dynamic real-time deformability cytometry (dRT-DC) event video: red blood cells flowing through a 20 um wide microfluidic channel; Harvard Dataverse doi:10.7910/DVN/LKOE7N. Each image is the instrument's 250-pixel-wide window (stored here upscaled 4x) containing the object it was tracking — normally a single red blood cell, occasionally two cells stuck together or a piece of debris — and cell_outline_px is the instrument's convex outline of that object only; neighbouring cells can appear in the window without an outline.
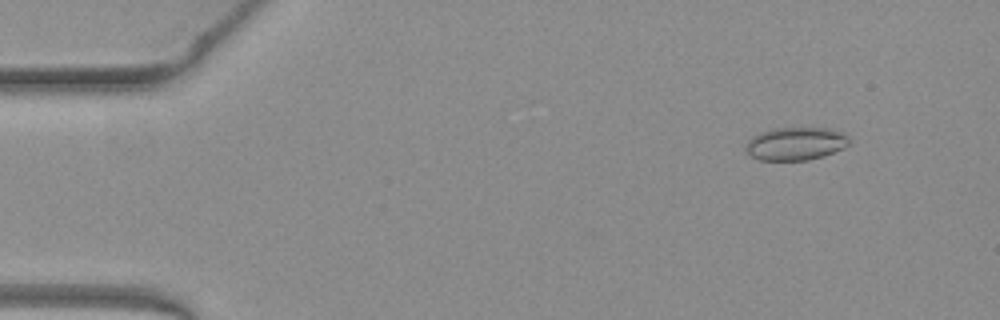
{"species": "common noctule bat (a hibernating species)", "species_latin": "Nyctalus noctula", "temperature_condition": "warm", "stored_images_in_passage": 24, "camera_frame_rate_fps": 3000, "um_per_image_px": 0.085, "animal": {"sex": "female", "body_mass_g": 19.3, "forearm_length_mm": 54.1}, "frame": {"image": 1, "passage_image": 1, "time_ms": 0.0, "image_size_px": [1000, 320], "cell_outline_px": [[852, 140], [844, 148], [824, 156], [808, 160], [760, 160], [744, 152], [744, 148], [748, 140], [752, 136], [760, 132], [772, 128], [828, 128], [844, 132]], "centroid_in_image_um": [67.63, 12.21], "position_along_channel_um": 17.4, "area_um2": 20.23}}
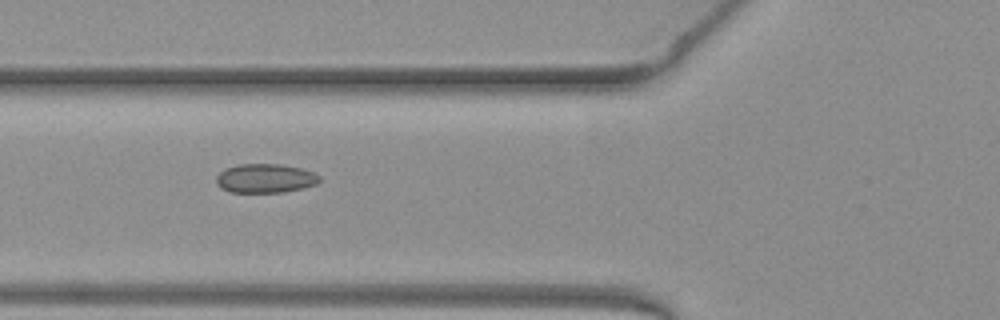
{"frame": {"image": 2, "passage_image": 15, "time_ms": 4.667, "image_size_px": [1000, 320], "cell_outline_px": [[320, 180], [316, 184], [304, 188], [284, 192], [228, 192], [220, 188], [216, 184], [216, 176], [224, 168], [236, 164], [280, 164], [300, 168], [312, 172], [320, 176]], "centroid_in_image_um": [22.5, 15.16], "position_along_channel_um": 103.3, "area_um2": 17.63}}
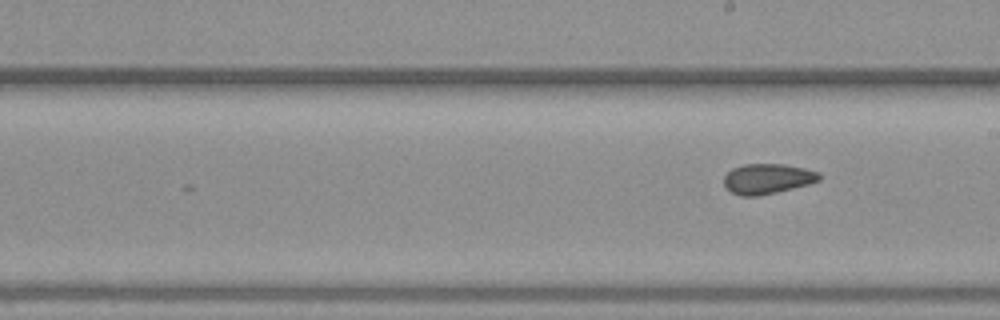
{"frame": {"image": 3, "passage_image": 24, "time_ms": 7.667, "image_size_px": [1000, 320], "cell_outline_px": [[820, 180], [808, 184], [760, 196], [740, 196], [724, 188], [724, 176], [732, 168], [744, 164], [784, 164], [804, 168], [820, 172]], "centroid_in_image_um": [65.21, 15.19], "position_along_channel_um": 223.8, "area_um2": 16.82}}